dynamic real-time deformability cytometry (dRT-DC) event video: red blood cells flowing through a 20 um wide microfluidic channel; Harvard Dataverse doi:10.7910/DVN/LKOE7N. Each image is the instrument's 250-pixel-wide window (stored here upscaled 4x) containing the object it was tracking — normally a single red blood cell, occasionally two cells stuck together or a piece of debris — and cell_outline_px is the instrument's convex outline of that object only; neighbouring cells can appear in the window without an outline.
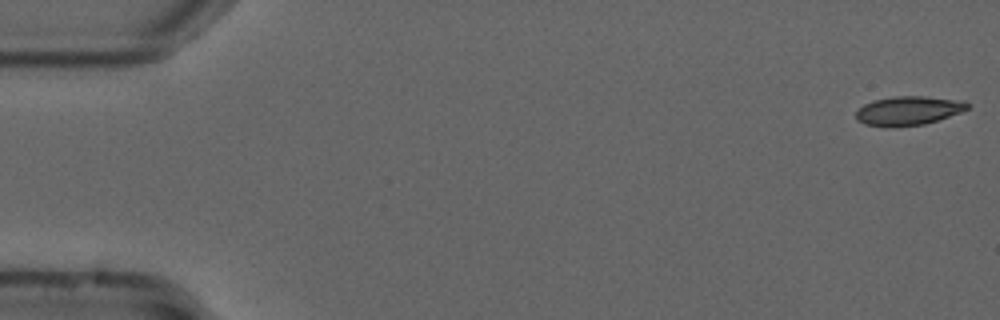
{"species": "common noctule bat (a hibernating species)", "species_latin": "Nyctalus noctula", "temperature_condition": "cold", "stored_images_in_passage": 22, "camera_frame_rate_fps": 3000, "um_per_image_px": 0.085, "animal": {"sex": "male", "forearm_length_mm": 52.5}, "frame": {"image": 1, "passage_image": 1, "time_ms": 0.0, "image_size_px": [1000, 320], "cell_outline_px": [[972, 104], [968, 108], [960, 112], [924, 124], [888, 128], [864, 124], [856, 120], [856, 112], [864, 104], [872, 100], [892, 96], [924, 96], [964, 100]], "centroid_in_image_um": [77.19, 9.4], "position_along_channel_um": 7.8, "area_um2": 19.07}}